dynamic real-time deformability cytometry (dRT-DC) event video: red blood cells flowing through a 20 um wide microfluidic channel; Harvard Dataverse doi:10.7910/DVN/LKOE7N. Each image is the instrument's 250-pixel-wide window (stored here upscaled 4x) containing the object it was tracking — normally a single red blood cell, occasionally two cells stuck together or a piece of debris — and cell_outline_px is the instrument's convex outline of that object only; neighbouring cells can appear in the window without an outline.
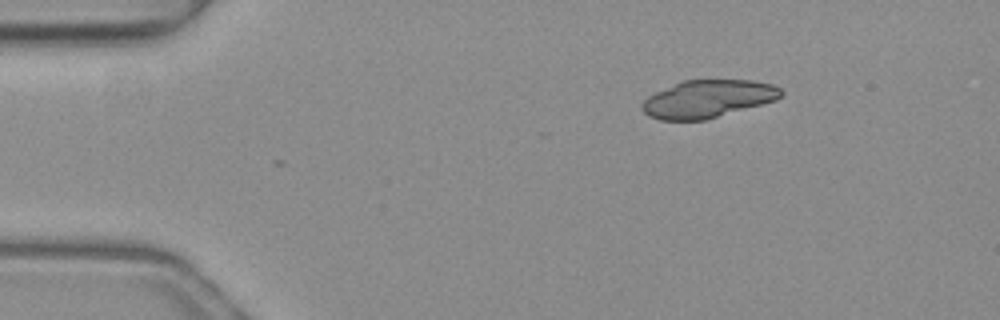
{"species": "common noctule bat (a hibernating species)", "species_latin": "Nyctalus noctula", "temperature_condition": "warm", "stored_images_in_passage": 2, "camera_frame_rate_fps": 3000, "um_per_image_px": 0.085, "animal": {"sex": "female", "body_mass_g": 19.3, "forearm_length_mm": 54.1}, "frame": {"image": 1, "passage_image": 1, "time_ms": 0.0, "image_size_px": [1000, 320], "cell_outline_px": [[784, 92], [776, 100], [708, 120], [660, 120], [648, 116], [640, 108], [640, 104], [648, 96], [680, 80], [752, 80], [772, 84], [780, 88]], "centroid_in_image_um": [60.14, 8.41], "position_along_channel_um": 24.9, "area_um2": 30.75}}